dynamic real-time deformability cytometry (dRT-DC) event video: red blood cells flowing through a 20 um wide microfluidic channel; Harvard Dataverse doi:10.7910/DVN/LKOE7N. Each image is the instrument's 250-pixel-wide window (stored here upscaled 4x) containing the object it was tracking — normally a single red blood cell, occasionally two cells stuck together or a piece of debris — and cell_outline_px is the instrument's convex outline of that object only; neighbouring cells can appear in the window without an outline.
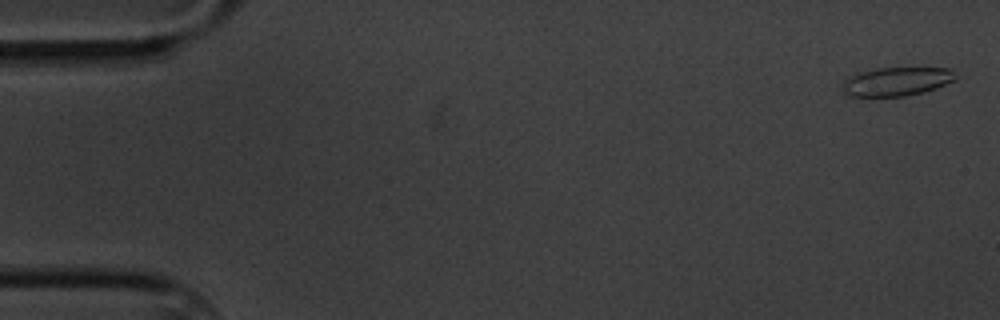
{"species": "common noctule bat (a hibernating species)", "species_latin": "Nyctalus noctula", "temperature_condition": "cold", "stored_images_in_passage": 9, "camera_frame_rate_fps": 3000, "um_per_image_px": 0.085, "animal": {"sex": "male", "body_mass_g": 20.1, "forearm_length_mm": 53.5}, "frame": {"image": 1, "passage_image": 1, "time_ms": 0.0, "image_size_px": [1000, 320], "cell_outline_px": [[960, 76], [956, 80], [936, 88], [924, 92], [904, 96], [848, 96], [840, 92], [840, 84], [848, 76], [860, 72], [880, 68], [948, 68]], "centroid_in_image_um": [76.18, 6.93], "position_along_channel_um": 8.8, "area_um2": 19.25}}
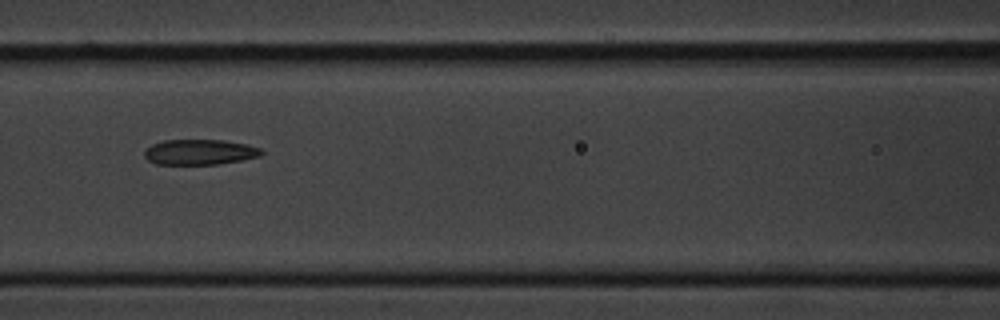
{"frame": {"image": 2, "passage_image": 7, "time_ms": 8.0, "image_size_px": [1000, 320], "cell_outline_px": [[264, 152], [260, 156], [240, 160], [216, 164], [156, 164], [148, 160], [144, 156], [144, 152], [152, 144], [164, 140], [224, 140], [248, 144], [260, 148]], "centroid_in_image_um": [16.98, 12.92], "position_along_channel_um": 149.6, "area_um2": 17.22}}
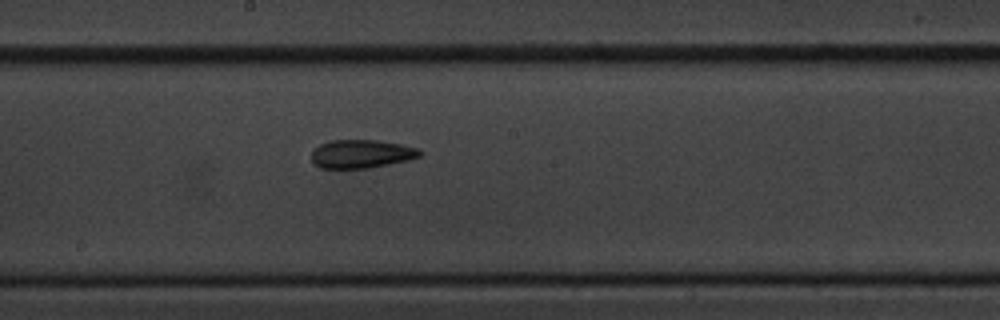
{"frame": {"image": 3, "passage_image": 9, "time_ms": 10.0, "image_size_px": [1000, 320], "cell_outline_px": [[424, 152], [420, 156], [408, 160], [368, 168], [320, 168], [312, 164], [312, 148], [320, 144], [332, 140], [376, 140], [400, 144], [420, 148]], "centroid_in_image_um": [30.71, 13.08], "position_along_channel_um": 217.5, "area_um2": 18.09}}